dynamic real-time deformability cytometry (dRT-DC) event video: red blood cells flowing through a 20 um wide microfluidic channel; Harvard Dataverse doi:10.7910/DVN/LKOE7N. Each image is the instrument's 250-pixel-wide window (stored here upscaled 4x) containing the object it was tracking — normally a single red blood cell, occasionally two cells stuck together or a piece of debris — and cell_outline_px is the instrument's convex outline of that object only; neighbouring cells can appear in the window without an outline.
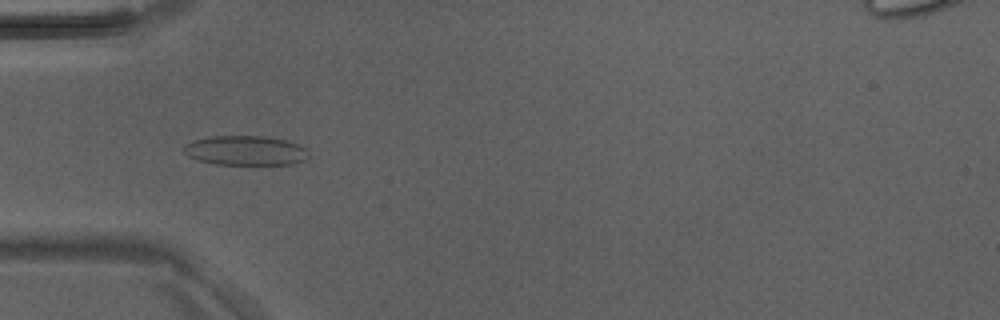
{"species": "Egyptian fruit bat (a non-hibernating species)", "species_latin": "Rousettus aegyptiacus", "temperature_condition": "room temperature", "stored_images_in_passage": 41, "camera_frame_rate_fps": 3000, "um_per_image_px": 0.085, "animal": {"sex": "male"}, "frame": {"image": 1, "passage_image": 10, "time_ms": 3.0, "image_size_px": [1000, 320], "cell_outline_px": [[308, 156], [304, 160], [292, 164], [216, 164], [196, 160], [188, 156], [184, 152], [184, 144], [192, 140], [212, 136], [264, 136], [284, 140], [296, 144], [304, 148], [308, 152]], "centroid_in_image_um": [20.81, 12.79], "position_along_channel_um": 64.2, "area_um2": 21.39}}
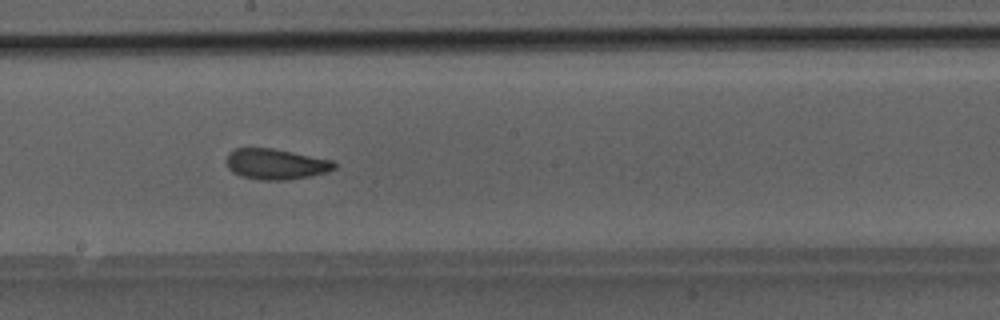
{"frame": {"image": 2, "passage_image": 21, "time_ms": 6.667, "image_size_px": [1000, 320], "cell_outline_px": [[336, 168], [324, 172], [308, 176], [284, 180], [260, 180], [240, 176], [232, 172], [228, 168], [224, 160], [228, 152], [236, 148], [272, 148], [332, 160], [336, 164]], "centroid_in_image_um": [23.37, 13.94], "position_along_channel_um": 224.8, "area_um2": 19.25}}
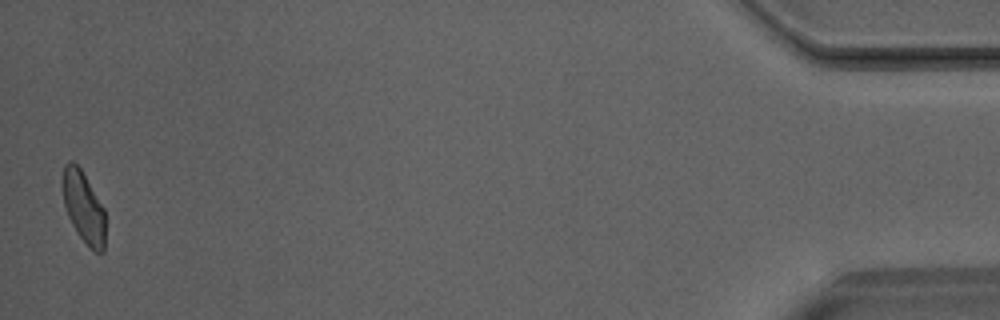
{"frame": {"image": 3, "passage_image": 41, "time_ms": 13.333, "image_size_px": [1000, 320], "cell_outline_px": [[104, 252], [92, 252], [76, 232], [68, 216], [64, 204], [60, 188], [60, 180], [64, 164], [68, 160], [72, 160], [80, 168], [104, 208]], "centroid_in_image_um": [7.05, 17.58], "position_along_channel_um": 428.2, "area_um2": 18.15}}